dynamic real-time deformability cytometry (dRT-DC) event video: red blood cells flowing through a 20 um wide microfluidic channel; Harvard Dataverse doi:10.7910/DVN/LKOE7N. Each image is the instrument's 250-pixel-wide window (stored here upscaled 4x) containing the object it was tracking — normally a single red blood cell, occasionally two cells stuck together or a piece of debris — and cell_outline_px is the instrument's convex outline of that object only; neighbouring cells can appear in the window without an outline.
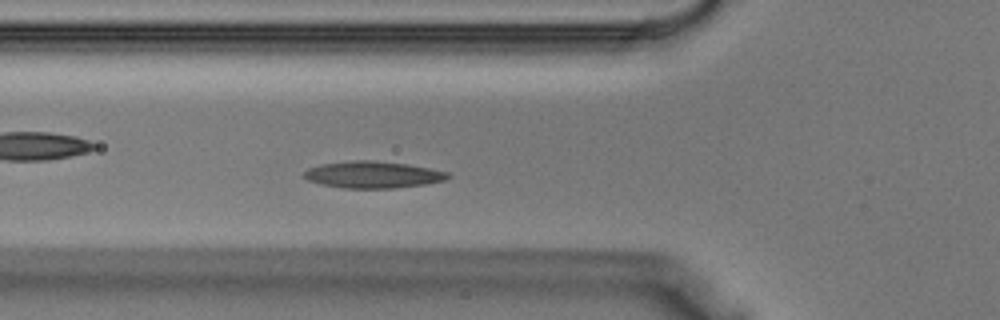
{"species": "Egyptian fruit bat (a non-hibernating species)", "species_latin": "Rousettus aegyptiacus", "temperature_condition": "warm", "stored_images_in_passage": 28, "camera_frame_rate_fps": 3000, "um_per_image_px": 0.085, "animal": {"sex": "male"}, "frame": {"image": 1, "passage_image": 2, "time_ms": 0.333, "image_size_px": [1000, 320], "cell_outline_px": [[452, 176], [444, 180], [428, 184], [396, 188], [344, 188], [320, 184], [308, 180], [304, 176], [304, 172], [308, 168], [320, 164], [356, 160], [372, 160], [408, 164], [448, 172]], "centroid_in_image_um": [31.71, 14.85], "position_along_channel_um": 94.1, "area_um2": 22.48}}
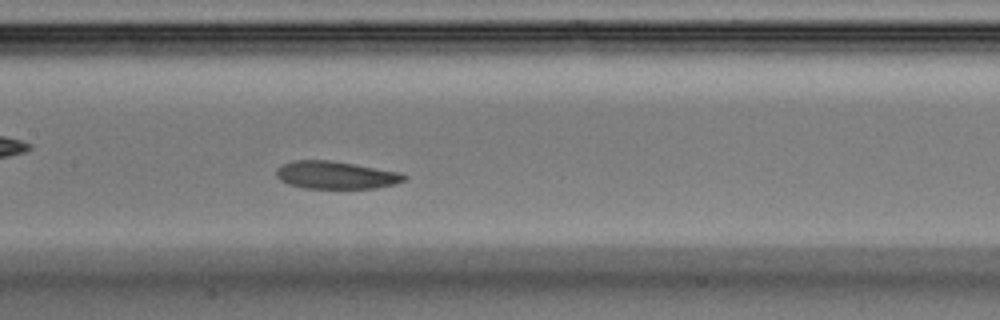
{"frame": {"image": 2, "passage_image": 7, "time_ms": 2.0, "image_size_px": [1000, 320], "cell_outline_px": [[408, 176], [404, 180], [396, 184], [376, 188], [304, 188], [288, 184], [280, 180], [276, 176], [276, 168], [280, 164], [292, 160], [328, 160], [400, 172]], "centroid_in_image_um": [28.5, 14.88], "position_along_channel_um": 178.9, "area_um2": 20.63}}
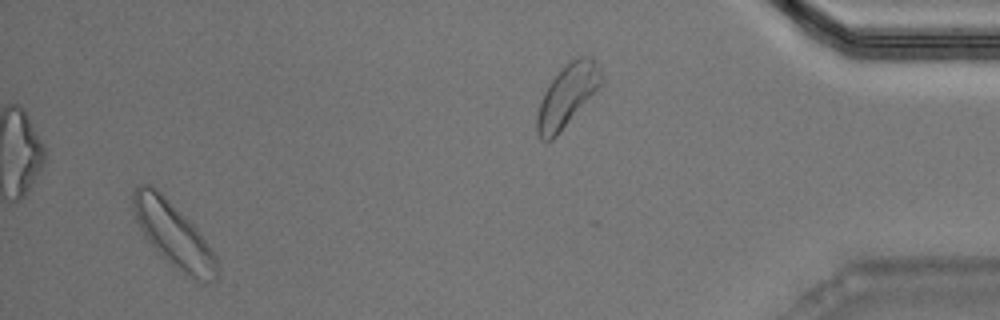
{"frame": {"image": 3, "passage_image": 26, "time_ms": 8.333, "image_size_px": [1000, 320], "cell_outline_px": [[220, 268], [216, 276], [212, 280], [204, 280], [192, 276], [176, 268], [144, 236], [136, 220], [132, 208], [132, 192], [140, 184], [152, 184], [196, 228], [216, 256]], "centroid_in_image_um": [14.71, 19.87], "position_along_channel_um": 420.5, "area_um2": 30.4}}